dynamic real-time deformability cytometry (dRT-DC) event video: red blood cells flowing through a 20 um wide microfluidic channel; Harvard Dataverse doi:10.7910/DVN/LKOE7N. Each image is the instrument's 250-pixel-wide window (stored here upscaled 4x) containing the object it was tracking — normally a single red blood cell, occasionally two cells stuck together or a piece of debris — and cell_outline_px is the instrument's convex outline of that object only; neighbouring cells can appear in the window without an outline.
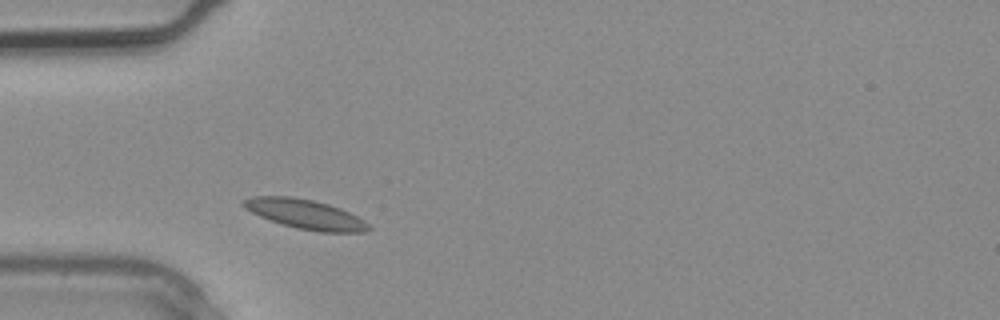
{"species": "common noctule bat (a hibernating species)", "species_latin": "Nyctalus noctula", "temperature_condition": "warm", "stored_images_in_passage": 1, "camera_frame_rate_fps": 3000, "um_per_image_px": 0.085, "animal": {"sex": "male", "body_mass_g": 20.4}, "frame": {"image": 1, "passage_image": 1, "time_ms": 0.0, "image_size_px": [1000, 320], "cell_outline_px": [[372, 228], [364, 232], [320, 232], [296, 228], [260, 216], [244, 208], [240, 204], [240, 200], [252, 196], [292, 196], [312, 200], [328, 204], [340, 208], [364, 220]], "centroid_in_image_um": [25.92, 18.19], "position_along_channel_um": 59.1, "area_um2": 21.44}}